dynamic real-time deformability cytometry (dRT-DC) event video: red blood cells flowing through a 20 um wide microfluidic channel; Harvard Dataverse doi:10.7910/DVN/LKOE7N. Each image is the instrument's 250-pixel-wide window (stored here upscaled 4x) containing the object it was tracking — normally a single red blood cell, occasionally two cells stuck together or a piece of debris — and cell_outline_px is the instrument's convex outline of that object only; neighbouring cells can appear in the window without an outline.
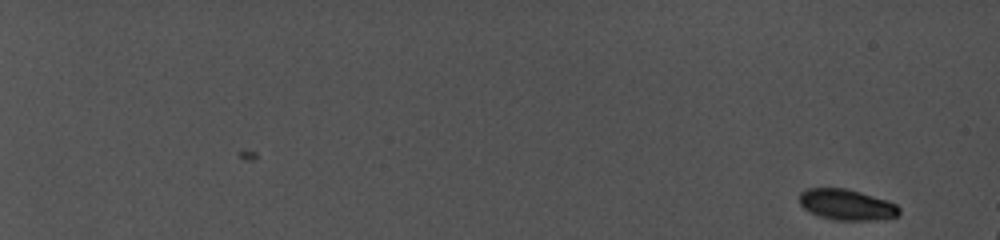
{"species": "common noctule bat (a hibernating species)", "species_latin": "Nyctalus noctula", "temperature_condition": "cold", "stored_images_in_passage": 31, "camera_frame_rate_fps": 5000, "um_per_image_px": 0.085, "animal": {"sex": "female", "body_mass_g": 19.0, "forearm_length_mm": 56.7}, "frame": {"image": 1, "passage_image": 1, "time_ms": 0.0, "image_size_px": [1000, 240], "cell_outline_px": [[900, 212], [896, 216], [868, 220], [836, 220], [820, 216], [804, 208], [800, 204], [800, 192], [808, 188], [844, 188], [884, 200], [896, 204], [900, 208]], "centroid_in_image_um": [71.93, 17.39], "position_along_channel_um": 13.1, "area_um2": 17.4}}
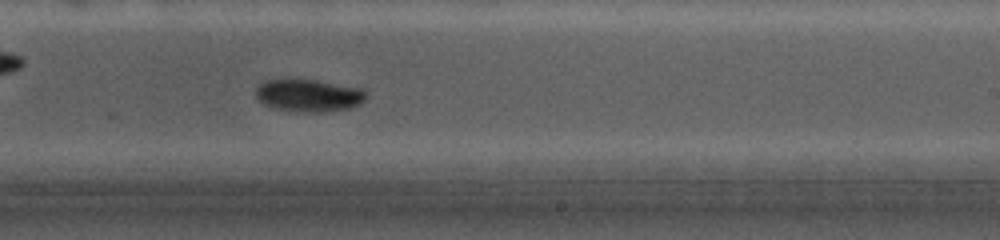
{"frame": {"image": 2, "passage_image": 21, "time_ms": 13.8, "image_size_px": [1000, 240], "cell_outline_px": [[364, 100], [360, 104], [348, 108], [308, 112], [304, 112], [276, 108], [264, 104], [256, 96], [256, 88], [260, 84], [268, 80], [312, 80], [356, 88], [364, 92]], "centroid_in_image_um": [26.18, 8.11], "position_along_channel_um": 262.8, "area_um2": 19.83}}
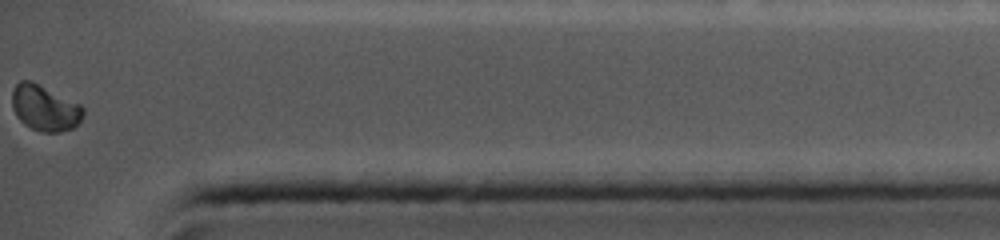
{"frame": {"image": 3, "passage_image": 31, "time_ms": 18.2, "image_size_px": [1000, 240], "cell_outline_px": [[84, 112], [80, 120], [72, 128], [60, 132], [44, 132], [32, 128], [24, 124], [16, 116], [12, 108], [12, 88], [20, 80], [32, 80], [80, 104], [84, 108]], "centroid_in_image_um": [3.77, 9.15], "position_along_channel_um": 431.4, "area_um2": 19.02}, "authors_computed_cell_mechanics": {"area_um2": 19.363, "velocity_mm_per_s": 3.9014, "shape_relaxation_time_tau1_ms": 1.4974, "shape_relaxation_time_tau2_ms": null, "deformation_change_tau1": 0.0815, "deformation_change_tau2": null}}